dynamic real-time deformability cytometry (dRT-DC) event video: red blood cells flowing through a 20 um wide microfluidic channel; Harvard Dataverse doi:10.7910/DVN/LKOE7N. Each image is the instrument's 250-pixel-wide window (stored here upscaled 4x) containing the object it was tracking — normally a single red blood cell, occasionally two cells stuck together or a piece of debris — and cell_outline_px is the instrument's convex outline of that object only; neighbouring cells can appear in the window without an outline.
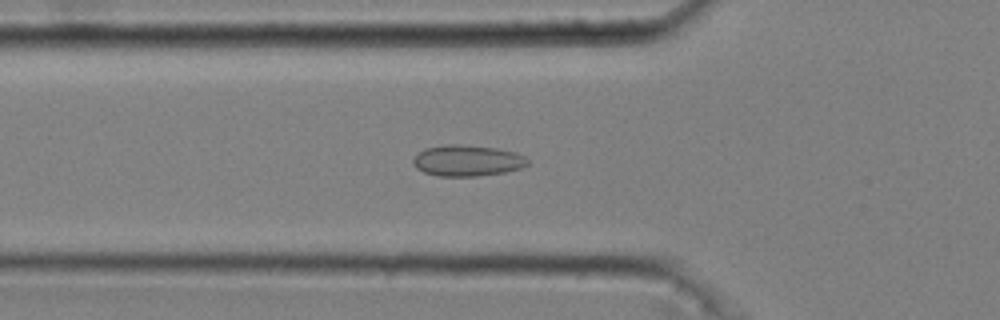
{"species": "common noctule bat (a hibernating species)", "species_latin": "Nyctalus noctula", "temperature_condition": "cold", "stored_images_in_passage": 49, "camera_frame_rate_fps": 3000, "um_per_image_px": 0.085, "animal": {"sex": "male", "body_mass_g": 20.4}, "frame": {"image": 1, "passage_image": 17, "time_ms": 5.333, "image_size_px": [1000, 320], "cell_outline_px": [[528, 164], [520, 168], [504, 172], [476, 176], [436, 176], [424, 172], [416, 168], [412, 164], [412, 160], [424, 148], [448, 144], [460, 144], [496, 148], [516, 152], [524, 156], [528, 160]], "centroid_in_image_um": [39.7, 13.65], "position_along_channel_um": 86.1, "area_um2": 20.75}}
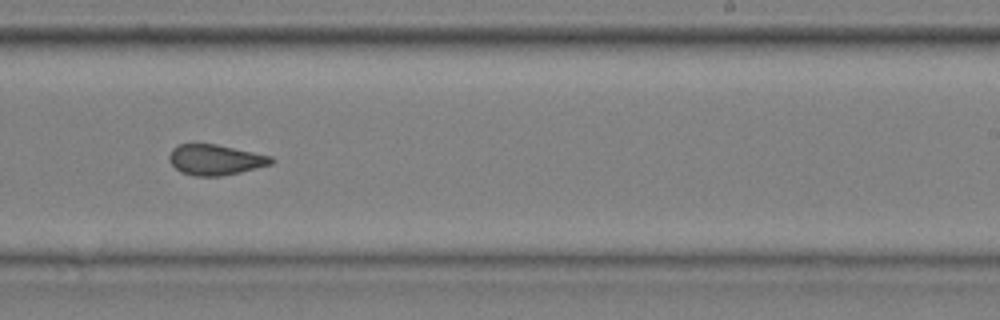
{"frame": {"image": 2, "passage_image": 32, "time_ms": 10.333, "image_size_px": [1000, 320], "cell_outline_px": [[276, 160], [272, 164], [240, 172], [220, 176], [196, 176], [180, 172], [168, 160], [168, 156], [172, 148], [180, 144], [216, 144], [272, 156]], "centroid_in_image_um": [18.31, 13.58], "position_along_channel_um": 270.7, "area_um2": 18.15}}
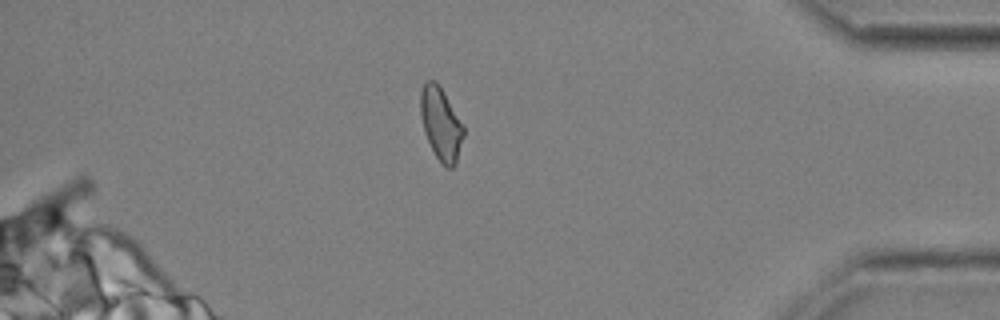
{"frame": {"image": 3, "passage_image": 45, "time_ms": 14.667, "image_size_px": [1000, 320], "cell_outline_px": [[464, 136], [456, 164], [452, 168], [448, 168], [440, 164], [424, 132], [420, 116], [420, 92], [424, 84], [428, 80], [436, 80], [464, 124]], "centroid_in_image_um": [37.49, 10.54], "position_along_channel_um": 397.7, "area_um2": 18.44}, "authors_computed_cell_mechanics": {"area_um2": 18.9584, "velocity_mm_per_s": 3.6887, "shape_relaxation_time_tau1_ms": null, "shape_relaxation_time_tau2_ms": 1.594, "deformation_change_tau1": null, "deformation_change_tau2": 0.0756}}